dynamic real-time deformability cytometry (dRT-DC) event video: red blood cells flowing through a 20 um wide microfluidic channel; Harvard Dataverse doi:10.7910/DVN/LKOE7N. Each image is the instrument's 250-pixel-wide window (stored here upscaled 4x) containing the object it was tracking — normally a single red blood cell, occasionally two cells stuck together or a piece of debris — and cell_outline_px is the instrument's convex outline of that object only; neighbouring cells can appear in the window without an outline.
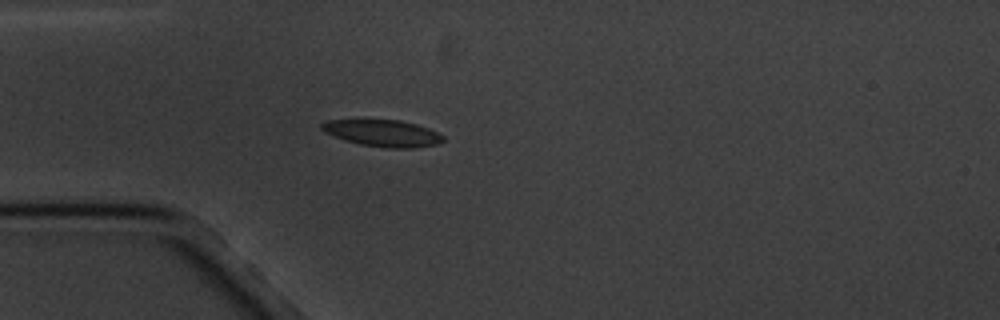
{"species": "common noctule bat (a hibernating species)", "species_latin": "Nyctalus noctula", "temperature_condition": "cold", "stored_images_in_passage": 2, "camera_frame_rate_fps": 3000, "um_per_image_px": 0.085, "animal": {"sex": "male", "body_mass_g": 20.1, "forearm_length_mm": 53.5}, "frame": {"image": 1, "passage_image": 1, "time_ms": 0.0, "image_size_px": [1000, 320], "cell_outline_px": [[444, 140], [440, 144], [416, 148], [384, 148], [360, 144], [344, 140], [324, 132], [320, 128], [320, 124], [328, 120], [360, 116], [400, 120], [416, 124], [428, 128], [444, 136]], "centroid_in_image_um": [32.46, 11.27], "position_along_channel_um": 52.5, "area_um2": 20.06}}